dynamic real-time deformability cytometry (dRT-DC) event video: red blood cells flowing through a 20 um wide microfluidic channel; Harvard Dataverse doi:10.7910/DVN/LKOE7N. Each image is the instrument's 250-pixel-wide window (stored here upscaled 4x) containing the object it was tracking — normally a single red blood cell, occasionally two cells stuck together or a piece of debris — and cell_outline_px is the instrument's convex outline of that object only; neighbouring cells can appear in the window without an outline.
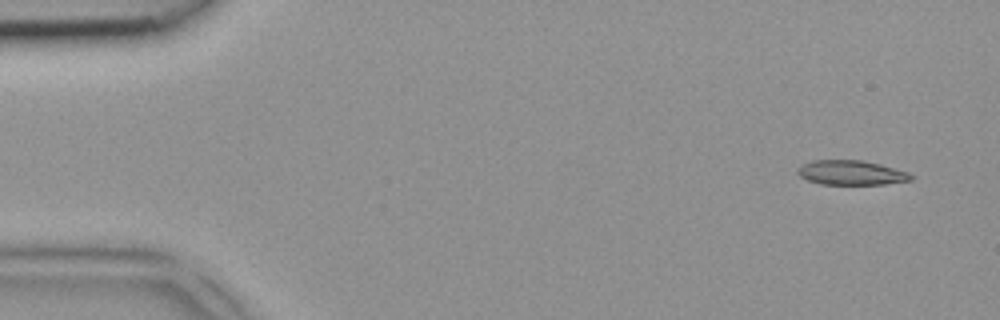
{"species": "common noctule bat (a hibernating species)", "species_latin": "Nyctalus noctula", "temperature_condition": "room temperature", "stored_images_in_passage": 4, "camera_frame_rate_fps": 3000, "um_per_image_px": 0.085, "animal": {"sex": "female", "body_mass_g": 18.4}, "frame": {"image": 1, "passage_image": 1, "time_ms": 0.0, "image_size_px": [1000, 320], "cell_outline_px": [[916, 176], [912, 180], [884, 184], [820, 184], [808, 180], [800, 176], [796, 172], [804, 164], [812, 160], [864, 160], [880, 164], [908, 172]], "centroid_in_image_um": [72.39, 14.68], "position_along_channel_um": 12.6, "area_um2": 16.18}}